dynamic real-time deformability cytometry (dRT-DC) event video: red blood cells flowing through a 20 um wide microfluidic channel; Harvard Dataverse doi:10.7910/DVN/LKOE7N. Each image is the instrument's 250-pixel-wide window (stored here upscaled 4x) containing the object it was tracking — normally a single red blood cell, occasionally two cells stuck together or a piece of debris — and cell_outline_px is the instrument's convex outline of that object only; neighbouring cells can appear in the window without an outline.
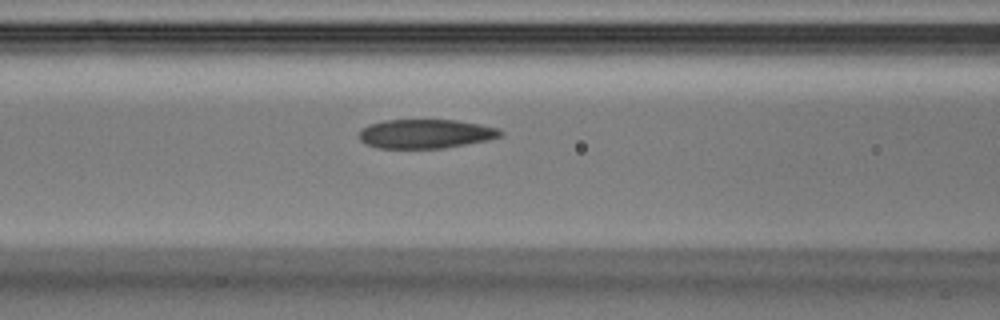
{"species": "Egyptian fruit bat (a non-hibernating species)", "species_latin": "Rousettus aegyptiacus", "temperature_condition": "warm", "stored_images_in_passage": 30, "camera_frame_rate_fps": 3000, "um_per_image_px": 0.085, "animal": {"sex": "male"}, "frame": {"image": 1, "passage_image": 11, "time_ms": 3.333, "image_size_px": [1000, 320], "cell_outline_px": [[504, 136], [488, 140], [444, 148], [376, 148], [364, 144], [360, 140], [360, 132], [368, 124], [384, 120], [456, 120], [480, 124], [500, 128], [504, 132]], "centroid_in_image_um": [36.21, 11.37], "position_along_channel_um": 130.4, "area_um2": 24.16}}
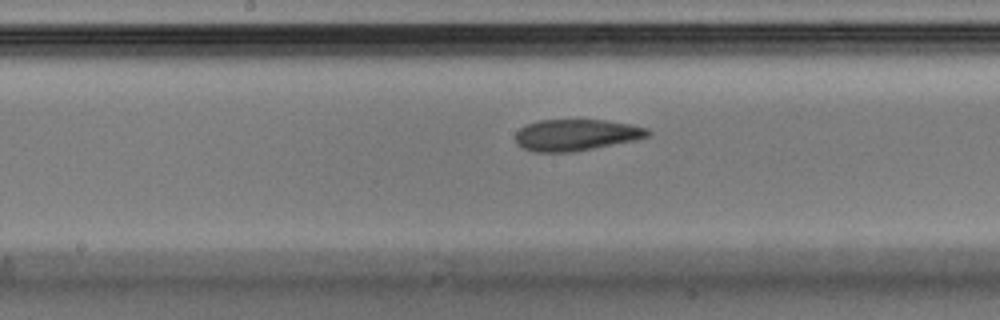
{"frame": {"image": 2, "passage_image": 15, "time_ms": 4.667, "image_size_px": [1000, 320], "cell_outline_px": [[652, 132], [648, 136], [636, 140], [572, 152], [532, 152], [516, 144], [516, 132], [520, 128], [536, 120], [604, 120], [632, 124], [648, 128]], "centroid_in_image_um": [48.98, 11.47], "position_along_channel_um": 199.2, "area_um2": 24.33}}
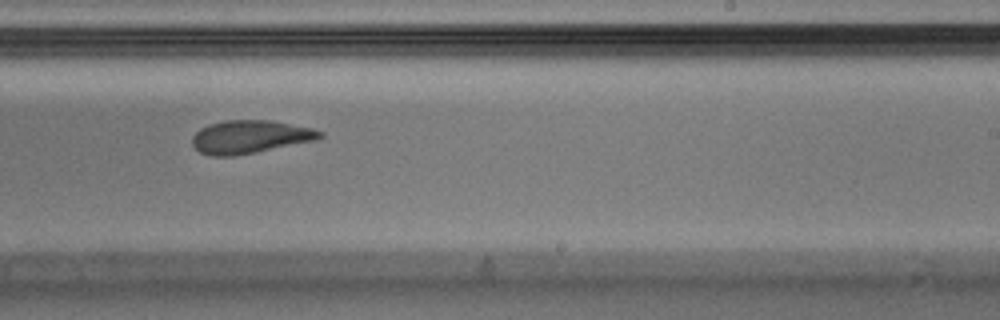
{"frame": {"image": 3, "passage_image": 19, "time_ms": 6.0, "image_size_px": [1000, 320], "cell_outline_px": [[324, 136], [316, 140], [256, 152], [232, 156], [212, 156], [200, 152], [192, 144], [192, 136], [200, 128], [224, 120], [268, 120], [312, 128], [324, 132]], "centroid_in_image_um": [21.25, 11.63], "position_along_channel_um": 267.7, "area_um2": 24.45}}